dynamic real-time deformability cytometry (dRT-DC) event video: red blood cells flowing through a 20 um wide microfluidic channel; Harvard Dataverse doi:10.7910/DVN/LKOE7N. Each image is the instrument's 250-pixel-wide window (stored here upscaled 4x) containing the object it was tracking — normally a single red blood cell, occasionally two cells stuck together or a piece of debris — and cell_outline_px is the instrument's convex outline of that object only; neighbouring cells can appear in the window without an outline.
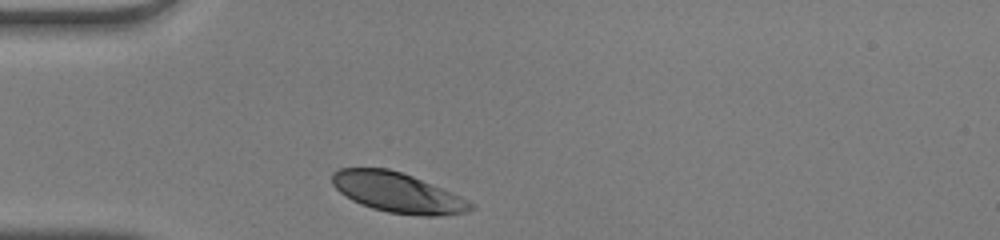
{"species": "human", "species_latin": "Homo sapiens", "temperature_condition": "warm", "stored_images_in_passage": 27, "camera_frame_rate_fps": 3000, "um_per_image_px": 0.085, "donor": {"sex": "male"}, "frame": {"image": 1, "passage_image": 1, "time_ms": 0.0, "image_size_px": [1000, 240], "cell_outline_px": [[476, 208], [468, 212], [436, 216], [420, 216], [388, 212], [372, 208], [360, 204], [352, 200], [340, 192], [332, 184], [332, 172], [340, 168], [388, 168], [412, 176], [452, 192], [476, 204]], "centroid_in_image_um": [33.82, 16.38], "position_along_channel_um": 51.2, "area_um2": 32.31}}
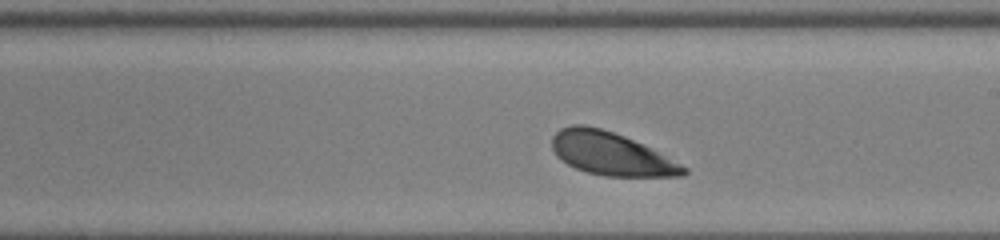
{"frame": {"image": 2, "passage_image": 16, "time_ms": 5.0, "image_size_px": [1000, 240], "cell_outline_px": [[688, 172], [684, 176], [604, 176], [588, 172], [576, 168], [568, 164], [556, 156], [552, 148], [552, 136], [560, 128], [572, 124], [584, 124], [600, 128], [624, 136], [688, 168]], "centroid_in_image_um": [51.88, 13.07], "position_along_channel_um": 237.1, "area_um2": 32.43}}
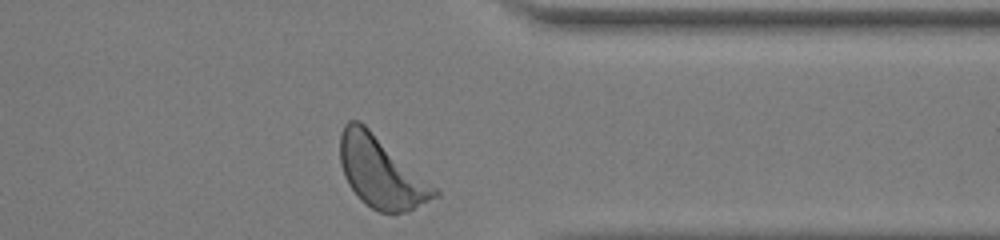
{"frame": {"image": 3, "passage_image": 27, "time_ms": 8.667, "image_size_px": [1000, 240], "cell_outline_px": [[440, 196], [404, 212], [380, 212], [364, 204], [360, 200], [348, 184], [344, 176], [340, 164], [340, 132], [344, 124], [348, 120], [360, 120], [436, 188], [440, 192]], "centroid_in_image_um": [32.34, 14.62], "position_along_channel_um": 379.1, "area_um2": 38.78}, "authors_computed_cell_mechanics": {"area_um2": 33.4084, "velocity_mm_per_s": 4.0196, "shape_relaxation_time_tau1_ms": null, "shape_relaxation_time_tau2_ms": 2.2743, "deformation_change_tau1": null, "deformation_change_tau2": 0.0848}}